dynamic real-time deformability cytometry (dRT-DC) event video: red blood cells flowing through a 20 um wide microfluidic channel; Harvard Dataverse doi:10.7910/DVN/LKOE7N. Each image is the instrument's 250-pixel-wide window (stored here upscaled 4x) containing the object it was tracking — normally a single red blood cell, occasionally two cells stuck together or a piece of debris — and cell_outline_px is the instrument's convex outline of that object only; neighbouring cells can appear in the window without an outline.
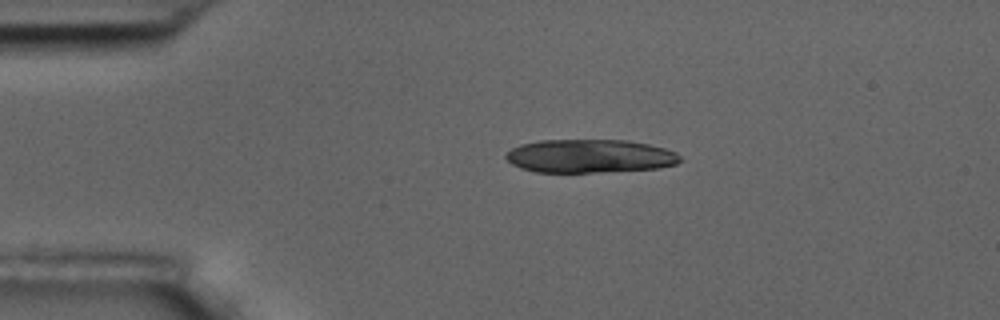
{"species": "common noctule bat (a hibernating species)", "species_latin": "Nyctalus noctula", "temperature_condition": "room temperature", "stored_images_in_passage": 6, "segment_of_instrument_passage": [2, 2], "camera_frame_rate_fps": 3000, "um_per_image_px": 0.085, "animal": {"sex": "male", "body_mass_g": 17.5, "forearm_length_mm": 52.3}, "frame": {"image": 1, "passage_image": 6, "time_ms": 6.0, "image_size_px": [1000, 320], "cell_outline_px": [[684, 160], [676, 164], [660, 168], [592, 172], [536, 172], [520, 168], [512, 164], [504, 156], [512, 148], [520, 144], [540, 140], [628, 140], [648, 144], [664, 148], [676, 152]], "centroid_in_image_um": [50.14, 13.26], "position_along_channel_um": 34.9, "area_um2": 33.99}}